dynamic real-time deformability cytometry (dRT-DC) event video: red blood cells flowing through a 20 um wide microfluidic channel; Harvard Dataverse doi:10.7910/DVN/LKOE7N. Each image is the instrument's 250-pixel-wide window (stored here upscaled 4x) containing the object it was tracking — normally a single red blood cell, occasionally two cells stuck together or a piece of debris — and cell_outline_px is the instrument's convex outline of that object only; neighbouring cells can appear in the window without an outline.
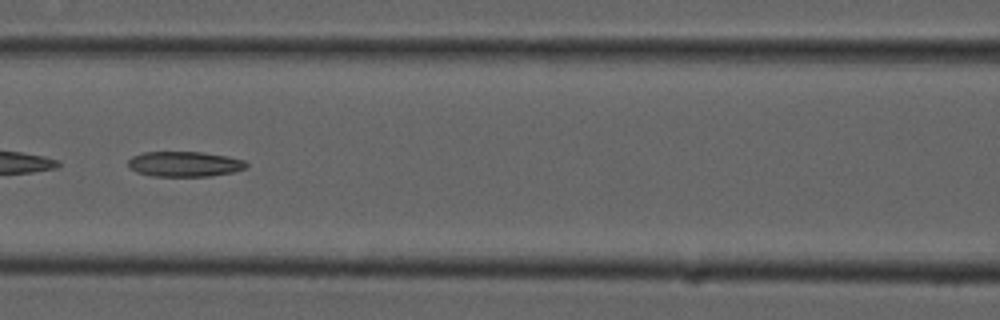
{"species": "common noctule bat (a hibernating species)", "species_latin": "Nyctalus noctula", "temperature_condition": "cold", "stored_images_in_passage": 53, "camera_frame_rate_fps": 3000, "um_per_image_px": 0.085, "animal": {"sex": "male", "forearm_length_mm": 52.5}, "frame": {"image": 1, "passage_image": 24, "time_ms": 7.667, "image_size_px": [1000, 320], "cell_outline_px": [[248, 164], [244, 168], [232, 172], [212, 176], [152, 176], [136, 172], [128, 168], [128, 160], [132, 156], [144, 152], [200, 152], [228, 156], [244, 160]], "centroid_in_image_um": [15.65, 13.94], "position_along_channel_um": 151.0, "area_um2": 17.4}}
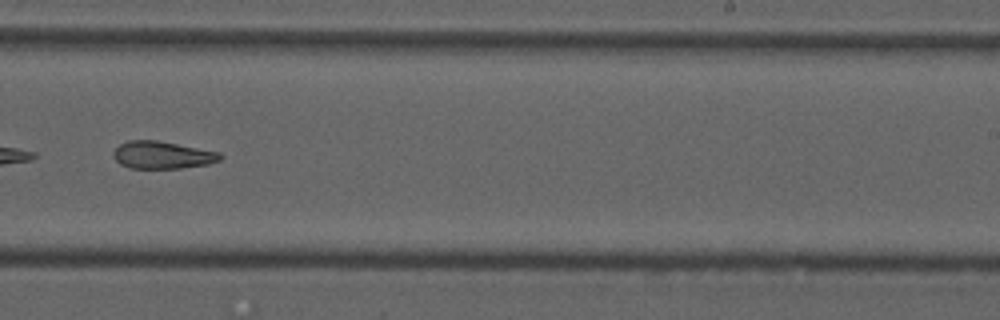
{"frame": {"image": 2, "passage_image": 34, "time_ms": 11.0, "image_size_px": [1000, 320], "cell_outline_px": [[224, 156], [220, 160], [208, 164], [180, 168], [128, 168], [120, 164], [112, 156], [112, 152], [120, 144], [128, 140], [156, 140], [220, 152]], "centroid_in_image_um": [13.78, 13.18], "position_along_channel_um": 275.2, "area_um2": 17.11}}
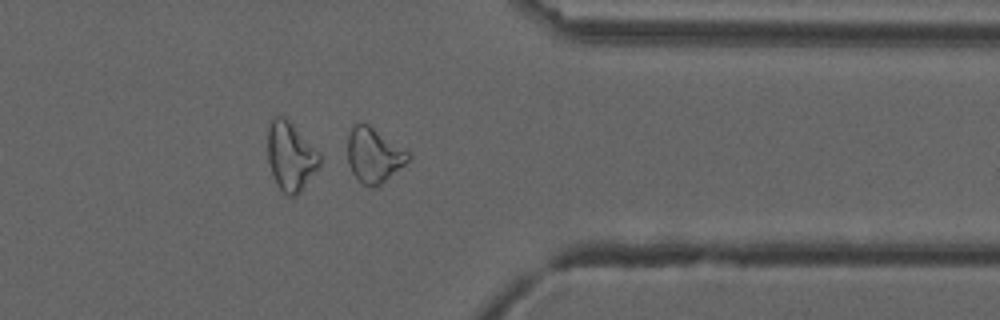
{"frame": {"image": 3, "passage_image": 43, "time_ms": 14.0, "image_size_px": [1000, 320], "cell_outline_px": [[412, 156], [404, 164], [376, 188], [372, 188], [364, 184], [352, 172], [348, 164], [348, 136], [352, 128], [356, 124], [368, 124], [408, 148], [412, 152]], "centroid_in_image_um": [31.83, 13.17], "position_along_channel_um": 379.6, "area_um2": 19.48}, "authors_computed_cell_mechanics": {"area_um2": 20.519, "velocity_mm_per_s": 3.7428, "shape_relaxation_time_tau1_ms": null, "shape_relaxation_time_tau2_ms": 7.7269, "deformation_change_tau1": null, "deformation_change_tau2": 0.1814}}